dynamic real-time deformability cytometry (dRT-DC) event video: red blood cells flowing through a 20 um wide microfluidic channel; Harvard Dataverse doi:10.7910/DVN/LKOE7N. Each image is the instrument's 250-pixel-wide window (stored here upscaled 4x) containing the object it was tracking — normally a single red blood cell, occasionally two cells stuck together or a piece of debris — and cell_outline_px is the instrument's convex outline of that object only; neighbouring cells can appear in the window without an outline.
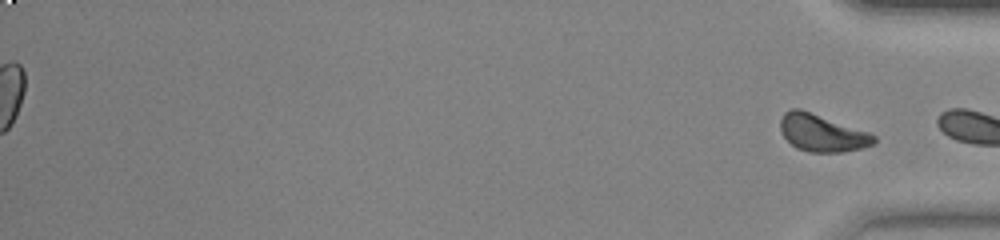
{"species": "common noctule bat (a hibernating species)", "species_latin": "Nyctalus noctula", "temperature_condition": "warm", "stored_images_in_passage": 54, "segment_of_instrument_passage": [2, 2], "camera_frame_rate_fps": 3000, "um_per_image_px": 0.085, "animal": {"sex": "female", "body_mass_g": 23.0, "forearm_length_mm": 53.4}, "frame": {"image": 1, "passage_image": 54, "time_ms": 17.667, "image_size_px": [1000, 240], "cell_outline_px": [[876, 144], [864, 148], [840, 152], [808, 152], [796, 148], [780, 132], [780, 120], [784, 112], [792, 108], [800, 108], [868, 132], [876, 136]], "centroid_in_image_um": [69.87, 11.3], "position_along_channel_um": 365.3, "area_um2": 20.35}}